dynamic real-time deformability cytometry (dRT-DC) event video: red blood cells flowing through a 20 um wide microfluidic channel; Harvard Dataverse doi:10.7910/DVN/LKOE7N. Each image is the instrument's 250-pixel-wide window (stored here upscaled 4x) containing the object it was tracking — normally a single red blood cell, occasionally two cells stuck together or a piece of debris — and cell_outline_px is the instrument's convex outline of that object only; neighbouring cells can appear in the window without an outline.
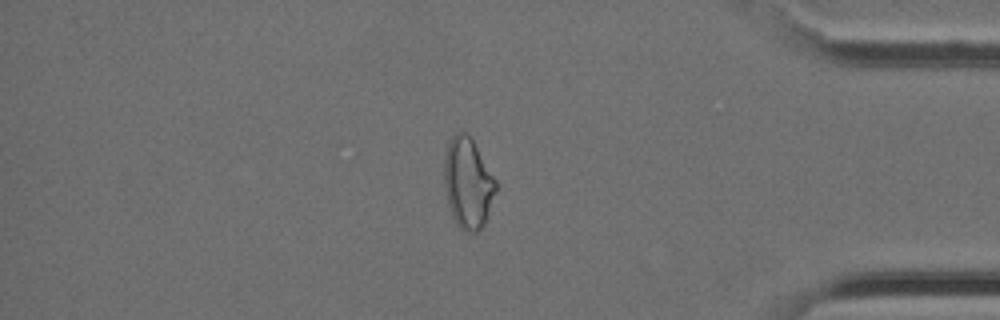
{"species": "Egyptian fruit bat (a non-hibernating species)", "species_latin": "Rousettus aegyptiacus", "temperature_condition": "cold", "stored_images_in_passage": 40, "camera_frame_rate_fps": 3000, "um_per_image_px": 0.085, "animal": {"sex": "female"}, "frame": {"image": 1, "passage_image": 34, "time_ms": 11.0, "image_size_px": [1000, 320], "cell_outline_px": [[496, 192], [484, 224], [476, 232], [464, 232], [456, 224], [452, 216], [448, 204], [444, 188], [444, 156], [448, 140], [456, 132], [464, 132], [472, 140], [496, 180]], "centroid_in_image_um": [39.74, 15.58], "position_along_channel_um": 395.5, "area_um2": 27.22}}
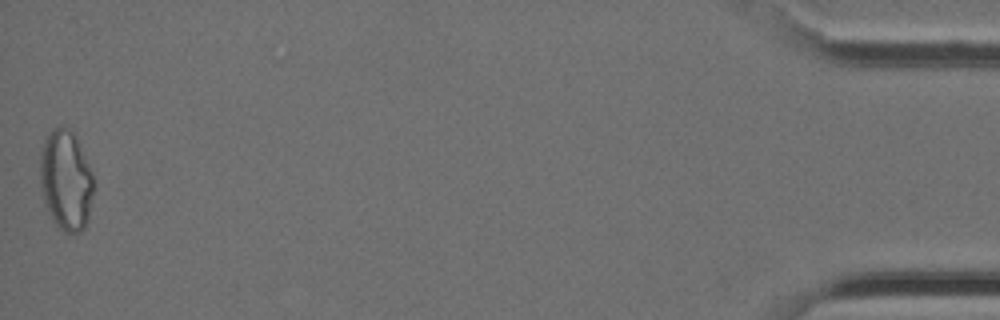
{"frame": {"image": 2, "passage_image": 40, "time_ms": 13.0, "image_size_px": [1000, 320], "cell_outline_px": [[92, 192], [88, 220], [84, 228], [80, 232], [64, 232], [56, 224], [44, 204], [40, 184], [40, 152], [44, 140], [52, 128], [68, 128], [76, 136], [92, 176]], "centroid_in_image_um": [5.57, 15.33], "position_along_channel_um": 429.6, "area_um2": 30.81}}